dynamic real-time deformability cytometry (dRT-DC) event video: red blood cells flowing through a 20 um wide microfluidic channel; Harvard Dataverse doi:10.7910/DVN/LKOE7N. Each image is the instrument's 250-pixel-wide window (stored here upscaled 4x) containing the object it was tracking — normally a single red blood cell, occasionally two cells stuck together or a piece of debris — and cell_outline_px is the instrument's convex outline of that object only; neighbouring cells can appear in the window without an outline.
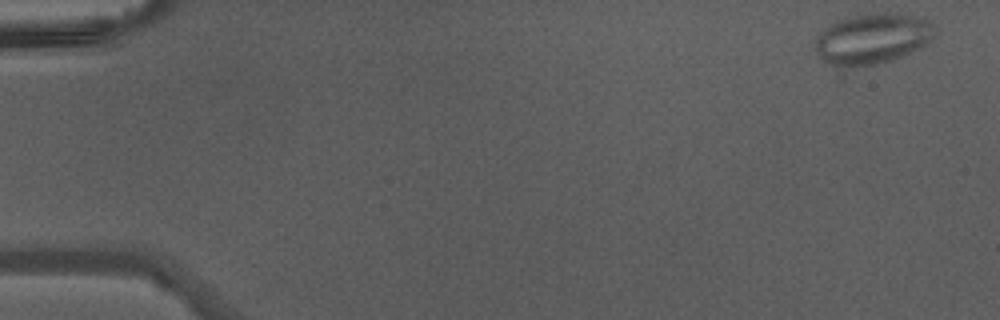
{"species": "Egyptian fruit bat (a non-hibernating species)", "species_latin": "Rousettus aegyptiacus", "temperature_condition": "warm", "stored_images_in_passage": 45, "camera_frame_rate_fps": 3000, "um_per_image_px": 0.085, "animal": {"sex": "male"}, "frame": {"image": 1, "passage_image": 1, "time_ms": 0.0, "image_size_px": [1000, 320], "cell_outline_px": [[936, 32], [924, 44], [892, 60], [876, 64], [832, 64], [816, 56], [812, 44], [816, 36], [824, 28], [836, 20], [844, 16], [876, 12], [888, 12], [920, 16], [936, 24]], "centroid_in_image_um": [74.11, 3.21], "position_along_channel_um": 10.9, "area_um2": 35.26}}
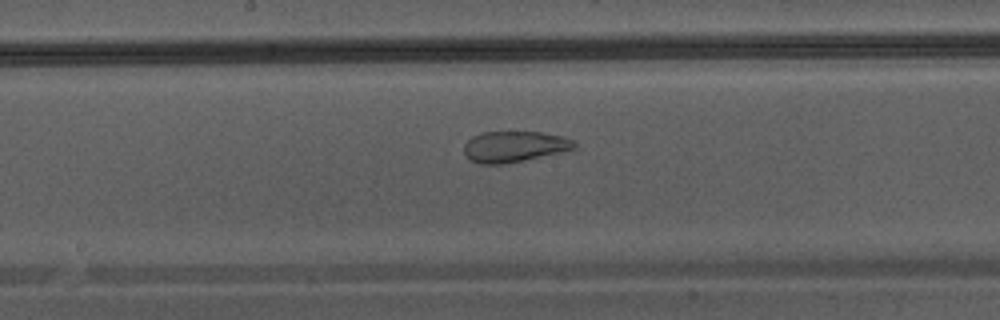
{"frame": {"image": 2, "passage_image": 24, "time_ms": 7.667, "image_size_px": [1000, 320], "cell_outline_px": [[576, 148], [524, 160], [504, 164], [480, 164], [468, 160], [464, 152], [464, 144], [472, 136], [484, 132], [540, 132], [564, 136], [572, 140], [576, 144]], "centroid_in_image_um": [43.67, 12.46], "position_along_channel_um": 204.5, "area_um2": 19.83}}
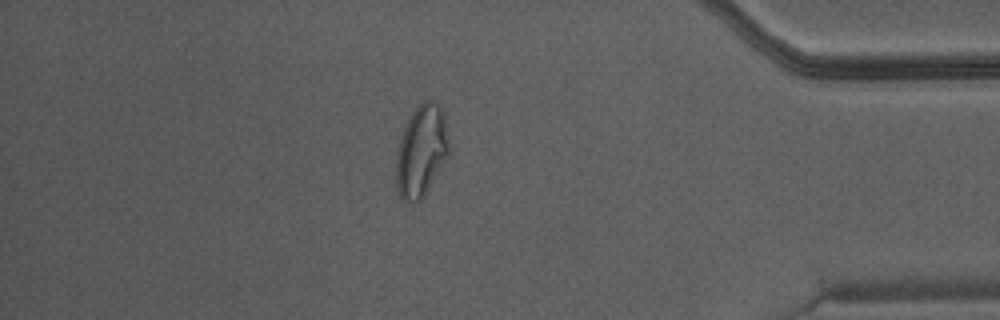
{"frame": {"image": 3, "passage_image": 39, "time_ms": 12.667, "image_size_px": [1000, 320], "cell_outline_px": [[448, 152], [424, 196], [416, 204], [404, 200], [400, 196], [396, 188], [396, 156], [400, 136], [404, 124], [412, 112], [424, 100], [432, 100], [440, 104], [444, 112], [448, 144]], "centroid_in_image_um": [35.77, 12.81], "position_along_channel_um": 399.4, "area_um2": 28.03}}